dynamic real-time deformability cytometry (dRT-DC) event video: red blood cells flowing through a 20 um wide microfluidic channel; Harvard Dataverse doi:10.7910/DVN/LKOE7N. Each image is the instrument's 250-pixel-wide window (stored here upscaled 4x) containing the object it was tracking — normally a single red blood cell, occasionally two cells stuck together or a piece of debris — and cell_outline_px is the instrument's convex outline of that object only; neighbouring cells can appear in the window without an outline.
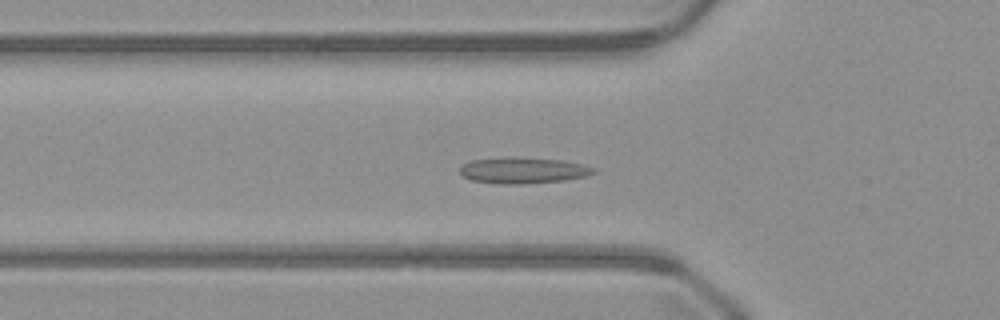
{"species": "common noctule bat (a hibernating species)", "species_latin": "Nyctalus noctula", "temperature_condition": "warm", "stored_images_in_passage": 51, "camera_frame_rate_fps": 3000, "um_per_image_px": 0.085, "animal": {"sex": "male", "body_mass_g": 23.1, "forearm_length_mm": 52.7}, "frame": {"image": 1, "passage_image": 17, "time_ms": 5.333, "image_size_px": [1000, 320], "cell_outline_px": [[596, 172], [588, 176], [564, 180], [524, 184], [496, 184], [472, 180], [464, 176], [460, 172], [460, 168], [464, 164], [472, 160], [512, 156], [516, 156], [564, 160], [584, 164], [596, 168]], "centroid_in_image_um": [44.51, 14.47], "position_along_channel_um": 81.3, "area_um2": 20.69}}
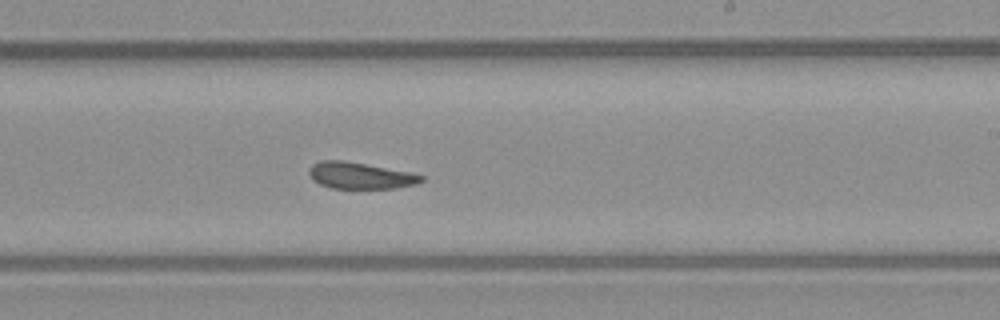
{"frame": {"image": 2, "passage_image": 30, "time_ms": 9.667, "image_size_px": [1000, 320], "cell_outline_px": [[424, 180], [416, 184], [396, 188], [332, 188], [320, 184], [312, 180], [308, 172], [308, 168], [312, 164], [320, 160], [344, 160], [408, 172], [424, 176]], "centroid_in_image_um": [30.57, 14.92], "position_along_channel_um": 258.4, "area_um2": 17.28}}
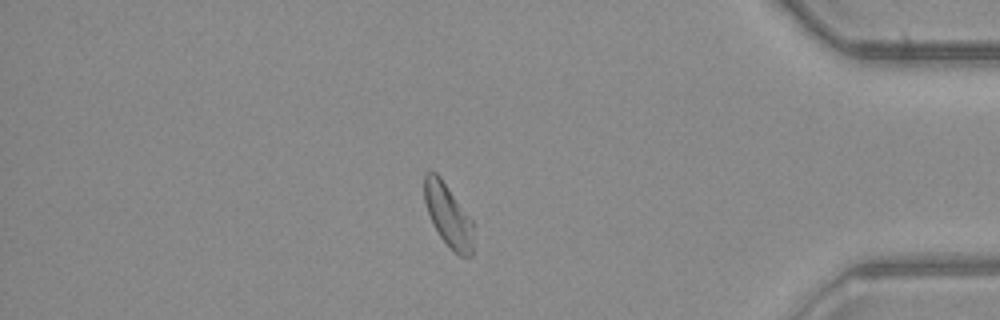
{"frame": {"image": 3, "passage_image": 43, "time_ms": 14.0, "image_size_px": [1000, 320], "cell_outline_px": [[472, 256], [460, 256], [440, 236], [432, 224], [424, 200], [424, 176], [428, 172], [436, 172], [440, 176], [472, 220]], "centroid_in_image_um": [38.07, 18.27], "position_along_channel_um": 397.1, "area_um2": 17.51}}